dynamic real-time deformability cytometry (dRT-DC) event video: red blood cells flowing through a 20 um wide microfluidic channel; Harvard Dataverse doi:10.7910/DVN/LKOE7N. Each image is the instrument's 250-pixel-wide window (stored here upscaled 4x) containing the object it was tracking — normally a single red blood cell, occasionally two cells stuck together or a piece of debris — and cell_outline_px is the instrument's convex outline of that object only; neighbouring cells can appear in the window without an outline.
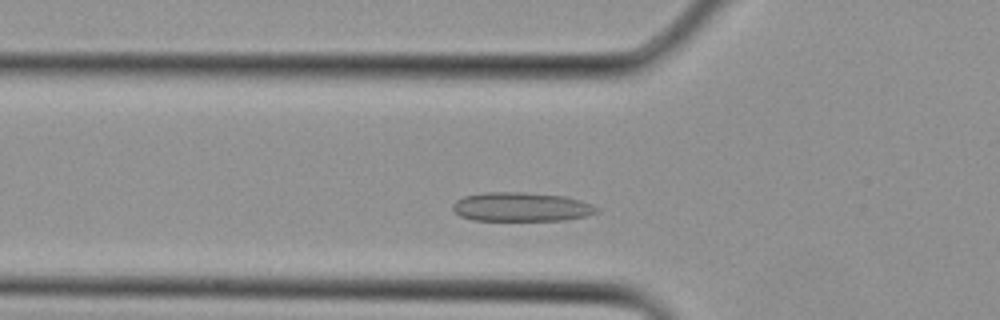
{"species": "Egyptian fruit bat (a non-hibernating species)", "species_latin": "Rousettus aegyptiacus", "temperature_condition": "cold", "stored_images_in_passage": 26, "camera_frame_rate_fps": 3000, "um_per_image_px": 0.085, "animal": {"sex": "female"}, "frame": {"image": 1, "passage_image": 5, "time_ms": 1.333, "image_size_px": [1000, 320], "cell_outline_px": [[600, 212], [584, 216], [564, 220], [472, 220], [460, 216], [452, 208], [452, 204], [456, 200], [464, 196], [484, 192], [524, 192], [564, 196], [580, 200], [592, 204], [600, 208]], "centroid_in_image_um": [44.31, 17.58], "position_along_channel_um": 81.5, "area_um2": 24.45}}
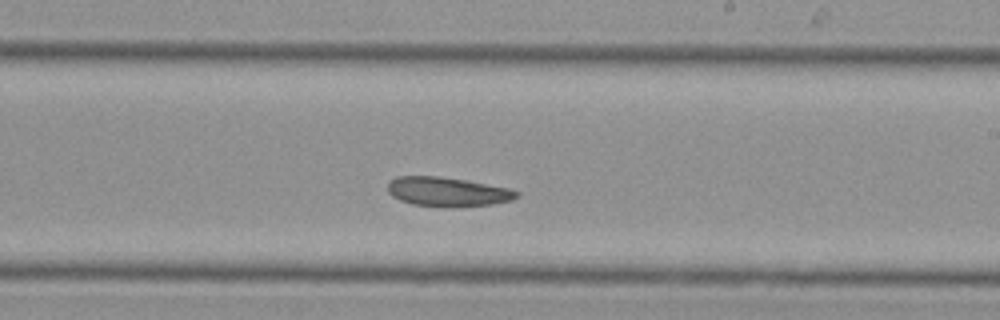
{"frame": {"image": 2, "passage_image": 13, "time_ms": 4.0, "image_size_px": [1000, 320], "cell_outline_px": [[520, 196], [512, 200], [492, 204], [412, 204], [400, 200], [392, 196], [388, 192], [388, 184], [396, 176], [440, 176], [468, 180], [508, 188], [520, 192]], "centroid_in_image_um": [38.04, 16.24], "position_along_channel_um": 251.0, "area_um2": 21.1}}
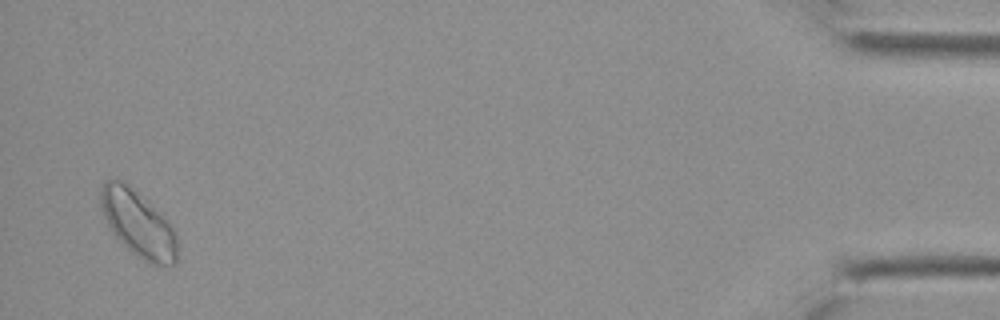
{"frame": {"image": 3, "passage_image": 25, "time_ms": 8.0, "image_size_px": [1000, 320], "cell_outline_px": [[176, 264], [152, 264], [144, 260], [132, 252], [112, 232], [100, 208], [100, 188], [108, 180], [120, 180], [128, 184], [168, 220], [176, 232]], "centroid_in_image_um": [11.73, 19.0], "position_along_channel_um": 423.5, "area_um2": 28.96}}